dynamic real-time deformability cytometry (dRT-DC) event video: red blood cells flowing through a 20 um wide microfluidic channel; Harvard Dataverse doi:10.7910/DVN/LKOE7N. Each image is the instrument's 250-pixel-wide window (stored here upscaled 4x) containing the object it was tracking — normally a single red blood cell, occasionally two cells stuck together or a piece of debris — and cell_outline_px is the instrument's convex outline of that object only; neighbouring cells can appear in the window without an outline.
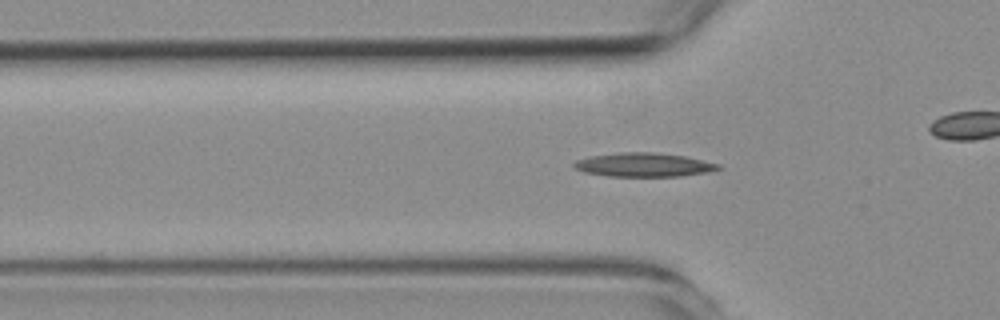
{"species": "common noctule bat (a hibernating species)", "species_latin": "Nyctalus noctula", "temperature_condition": "room temperature", "stored_images_in_passage": 54, "camera_frame_rate_fps": 3000, "um_per_image_px": 0.085, "animal": {"sex": "female", "body_mass_g": 19.3, "forearm_length_mm": 54.1}, "frame": {"image": 1, "passage_image": 16, "time_ms": 5.0, "image_size_px": [1000, 320], "cell_outline_px": [[720, 168], [708, 172], [680, 176], [608, 176], [584, 172], [576, 168], [572, 164], [576, 160], [592, 156], [620, 152], [652, 152], [684, 156], [720, 164]], "centroid_in_image_um": [54.71, 14.01], "position_along_channel_um": 71.1, "area_um2": 19.83}}
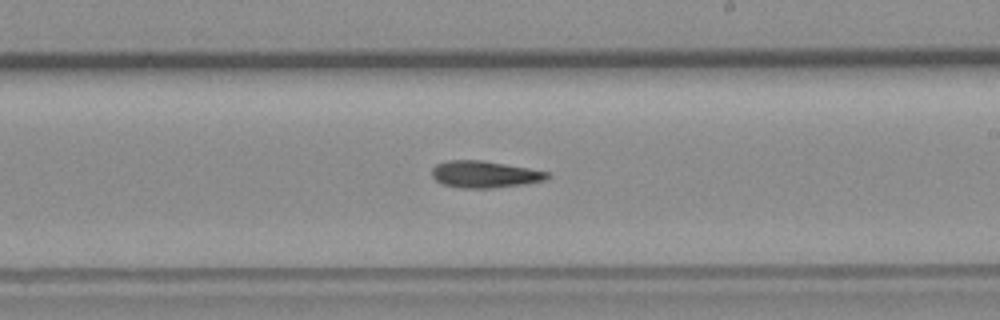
{"frame": {"image": 2, "passage_image": 30, "time_ms": 9.667, "image_size_px": [1000, 320], "cell_outline_px": [[548, 176], [544, 180], [524, 184], [492, 188], [460, 188], [440, 184], [432, 176], [432, 168], [436, 164], [448, 160], [484, 160], [528, 168], [548, 172]], "centroid_in_image_um": [41.13, 14.82], "position_along_channel_um": 247.9, "area_um2": 18.03}}
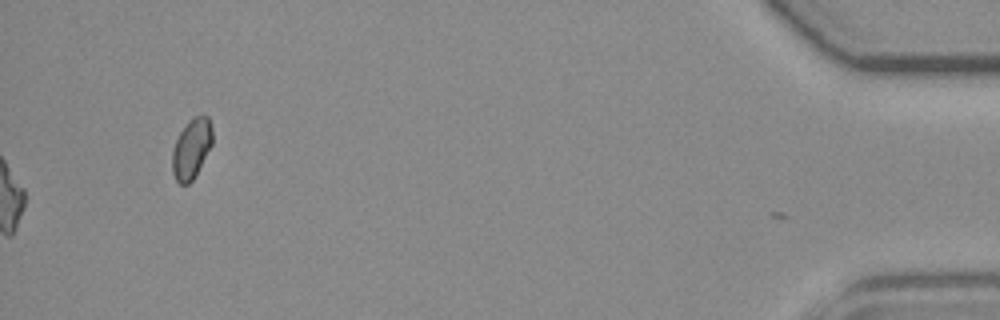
{"frame": {"image": 3, "passage_image": 54, "time_ms": 17.667, "image_size_px": [1000, 320], "cell_outline_px": [[212, 144], [192, 180], [188, 184], [180, 184], [176, 180], [172, 172], [172, 152], [176, 140], [180, 132], [188, 120], [192, 116], [208, 116], [212, 128]], "centroid_in_image_um": [16.26, 12.61], "position_along_channel_um": 418.9, "area_um2": 13.87}, "authors_computed_cell_mechanics": {"area_um2": 17.8024, "velocity_mm_per_s": 3.7803, "shape_relaxation_time_tau1_ms": 8.4602, "shape_relaxation_time_tau2_ms": null, "deformation_change_tau1": 0.2191, "deformation_change_tau2": null}}